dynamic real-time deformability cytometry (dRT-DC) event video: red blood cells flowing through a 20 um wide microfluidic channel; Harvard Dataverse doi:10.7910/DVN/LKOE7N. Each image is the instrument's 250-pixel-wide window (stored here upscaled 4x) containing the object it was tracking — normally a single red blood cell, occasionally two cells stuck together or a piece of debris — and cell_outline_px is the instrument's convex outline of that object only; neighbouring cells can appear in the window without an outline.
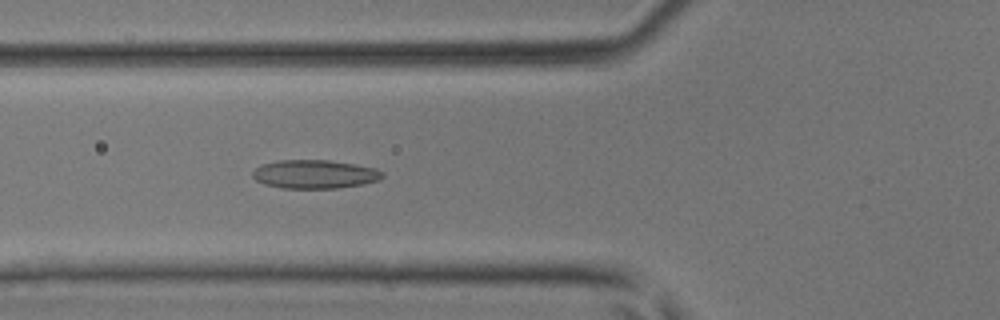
{"species": "common noctule bat (a hibernating species)", "species_latin": "Nyctalus noctula", "temperature_condition": "room temperature", "stored_images_in_passage": 43, "camera_frame_rate_fps": 3000, "um_per_image_px": 0.085, "animal": {"sex": "male", "body_mass_g": 17.9, "forearm_length_mm": 54.2}, "frame": {"image": 1, "passage_image": 16, "time_ms": 5.0, "image_size_px": [1000, 320], "cell_outline_px": [[384, 176], [380, 180], [364, 184], [336, 188], [280, 188], [264, 184], [256, 180], [252, 176], [252, 172], [260, 164], [280, 160], [328, 160], [376, 168], [384, 172]], "centroid_in_image_um": [26.75, 14.81], "position_along_channel_um": 99.1, "area_um2": 21.73}}
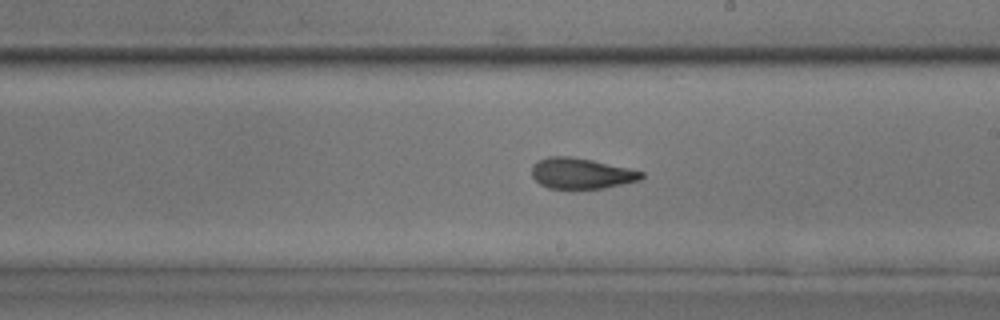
{"frame": {"image": 2, "passage_image": 25, "time_ms": 8.0, "image_size_px": [1000, 320], "cell_outline_px": [[644, 176], [640, 180], [604, 188], [548, 188], [540, 184], [532, 176], [532, 164], [536, 160], [548, 156], [568, 156], [592, 160], [628, 168], [644, 172]], "centroid_in_image_um": [49.38, 14.73], "position_along_channel_um": 239.6, "area_um2": 19.59}}
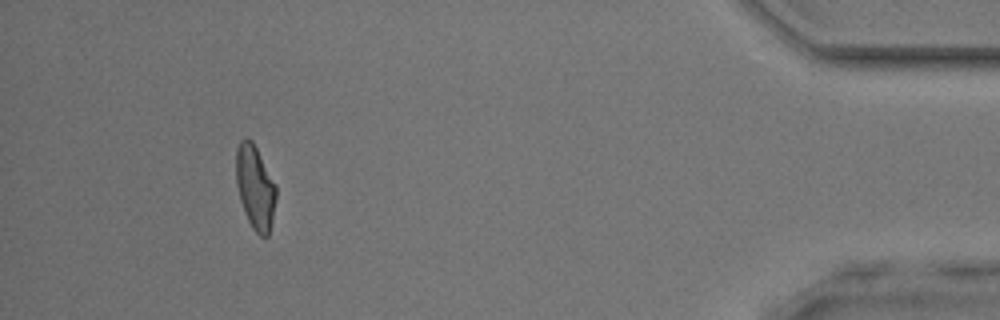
{"frame": {"image": 3, "passage_image": 40, "time_ms": 13.0, "image_size_px": [1000, 320], "cell_outline_px": [[276, 200], [272, 220], [268, 236], [260, 236], [252, 228], [244, 212], [240, 200], [236, 184], [236, 148], [240, 140], [244, 136], [252, 140], [276, 184]], "centroid_in_image_um": [21.68, 15.89], "position_along_channel_um": 413.5, "area_um2": 19.71}}